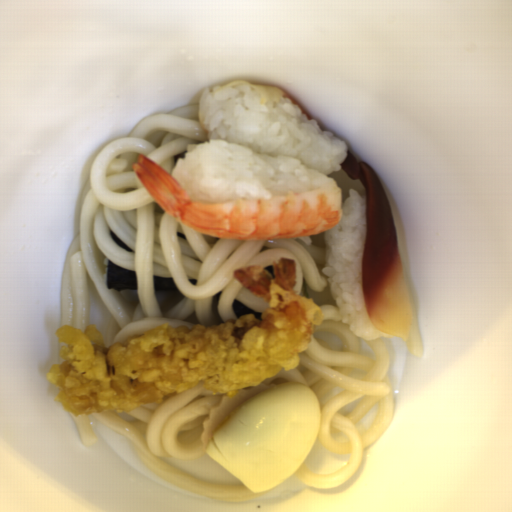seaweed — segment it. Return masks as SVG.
<instances>
[{
    "label": "seaweed",
    "mask_w": 512,
    "mask_h": 512,
    "mask_svg": "<svg viewBox=\"0 0 512 512\" xmlns=\"http://www.w3.org/2000/svg\"><path fill=\"white\" fill-rule=\"evenodd\" d=\"M112 241L115 243L116 246L119 248L126 250L128 252L134 251L124 240H122L118 235L113 233L112 231L109 233Z\"/></svg>",
    "instance_id": "seaweed-4"
},
{
    "label": "seaweed",
    "mask_w": 512,
    "mask_h": 512,
    "mask_svg": "<svg viewBox=\"0 0 512 512\" xmlns=\"http://www.w3.org/2000/svg\"><path fill=\"white\" fill-rule=\"evenodd\" d=\"M232 308L236 316L239 318L243 315H254L260 320L261 315L263 314L235 298L233 300Z\"/></svg>",
    "instance_id": "seaweed-3"
},
{
    "label": "seaweed",
    "mask_w": 512,
    "mask_h": 512,
    "mask_svg": "<svg viewBox=\"0 0 512 512\" xmlns=\"http://www.w3.org/2000/svg\"><path fill=\"white\" fill-rule=\"evenodd\" d=\"M107 290L117 292L138 290L136 271L123 268L111 260L106 261Z\"/></svg>",
    "instance_id": "seaweed-1"
},
{
    "label": "seaweed",
    "mask_w": 512,
    "mask_h": 512,
    "mask_svg": "<svg viewBox=\"0 0 512 512\" xmlns=\"http://www.w3.org/2000/svg\"><path fill=\"white\" fill-rule=\"evenodd\" d=\"M155 291H175L179 290L173 277H152Z\"/></svg>",
    "instance_id": "seaweed-2"
}]
</instances>
